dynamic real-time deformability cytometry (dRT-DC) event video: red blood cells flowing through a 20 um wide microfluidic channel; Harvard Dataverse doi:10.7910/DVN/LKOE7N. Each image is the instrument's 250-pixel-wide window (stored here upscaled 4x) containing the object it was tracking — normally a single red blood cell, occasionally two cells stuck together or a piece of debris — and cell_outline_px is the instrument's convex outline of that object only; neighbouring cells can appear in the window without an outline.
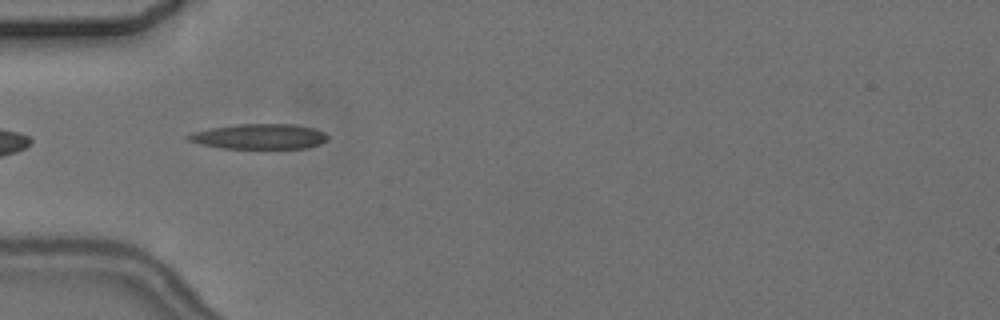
{"species": "common noctule bat (a hibernating species)", "species_latin": "Nyctalus noctula", "temperature_condition": "cold", "stored_images_in_passage": 6, "camera_frame_rate_fps": 3000, "um_per_image_px": 0.085, "animal": {"sex": "female", "body_mass_g": 24.6, "forearm_length_mm": 56.2}, "frame": {"image": 1, "passage_image": 5, "time_ms": 5.667, "image_size_px": [1000, 320], "cell_outline_px": [[328, 140], [320, 144], [308, 148], [220, 148], [200, 144], [188, 140], [184, 136], [192, 132], [208, 128], [240, 124], [292, 124], [316, 128], [324, 132], [328, 136]], "centroid_in_image_um": [22.04, 11.6], "position_along_channel_um": 63.0, "area_um2": 20.63}}
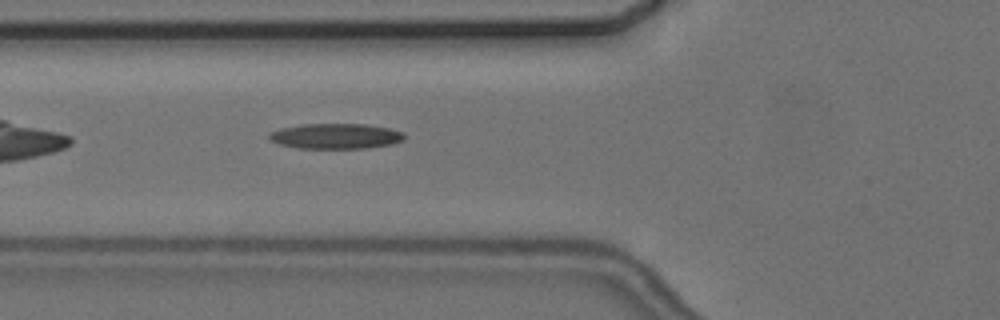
{"frame": {"image": 2, "passage_image": 6, "time_ms": 6.667, "image_size_px": [1000, 320], "cell_outline_px": [[404, 140], [392, 144], [368, 148], [296, 148], [280, 144], [272, 140], [268, 136], [272, 132], [280, 128], [300, 124], [364, 124], [388, 128], [404, 132]], "centroid_in_image_um": [28.56, 11.57], "position_along_channel_um": 97.2, "area_um2": 19.88}}